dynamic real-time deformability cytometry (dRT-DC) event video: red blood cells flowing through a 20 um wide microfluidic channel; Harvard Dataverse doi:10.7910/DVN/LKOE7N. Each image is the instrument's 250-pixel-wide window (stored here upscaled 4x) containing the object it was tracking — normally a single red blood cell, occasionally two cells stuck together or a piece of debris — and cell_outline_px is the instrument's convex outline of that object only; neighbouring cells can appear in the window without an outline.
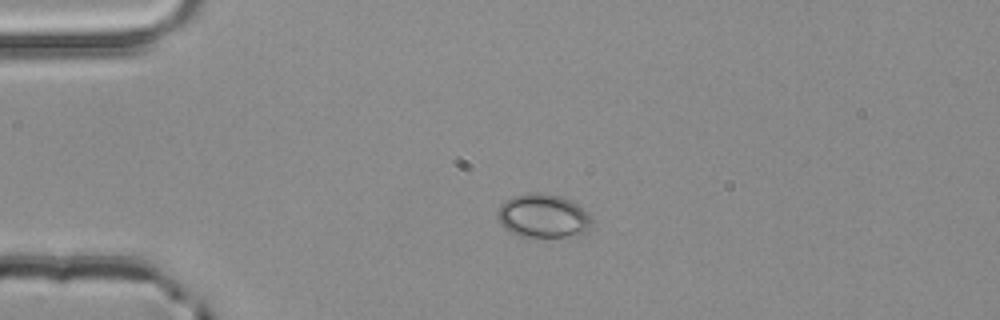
{"species": "common noctule bat (a hibernating species)", "species_latin": "Nyctalus noctula", "temperature_condition": "room temperature", "stored_images_in_passage": 4, "camera_frame_rate_fps": 3000, "um_per_image_px": 0.085, "animal": {"sex": "male", "body_mass_g": 20.4}, "frame": {"image": 1, "passage_image": 3, "time_ms": 0.667, "image_size_px": [1000, 320], "cell_outline_px": [[592, 220], [588, 232], [576, 236], [520, 236], [512, 232], [500, 224], [496, 216], [496, 212], [500, 204], [504, 200], [512, 196], [532, 192], [544, 192], [560, 196], [572, 200]], "centroid_in_image_um": [46.12, 18.33], "position_along_channel_um": 38.9, "area_um2": 24.04}}